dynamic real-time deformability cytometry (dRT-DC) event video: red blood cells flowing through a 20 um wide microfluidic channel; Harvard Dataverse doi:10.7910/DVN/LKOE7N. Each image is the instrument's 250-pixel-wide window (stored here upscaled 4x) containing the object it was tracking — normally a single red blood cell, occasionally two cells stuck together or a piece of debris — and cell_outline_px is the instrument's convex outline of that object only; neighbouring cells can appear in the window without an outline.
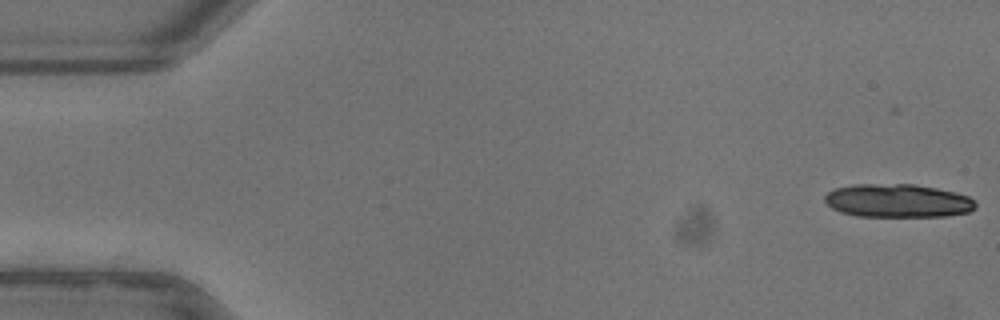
{"species": "common noctule bat (a hibernating species)", "species_latin": "Nyctalus noctula", "temperature_condition": "warm", "stored_images_in_passage": 43, "segment_of_instrument_passage": [1, 2], "camera_frame_rate_fps": 3000, "um_per_image_px": 0.085, "animal": {"sex": "female"}, "frame": {"image": 1, "passage_image": 2, "time_ms": 0.333, "image_size_px": [1000, 320], "cell_outline_px": [[976, 208], [968, 212], [948, 216], [856, 216], [840, 212], [832, 208], [824, 200], [824, 196], [832, 188], [852, 184], [912, 184], [936, 188], [956, 192], [968, 196], [976, 200]], "centroid_in_image_um": [76.3, 17.06], "position_along_channel_um": 8.7, "area_um2": 29.59}}
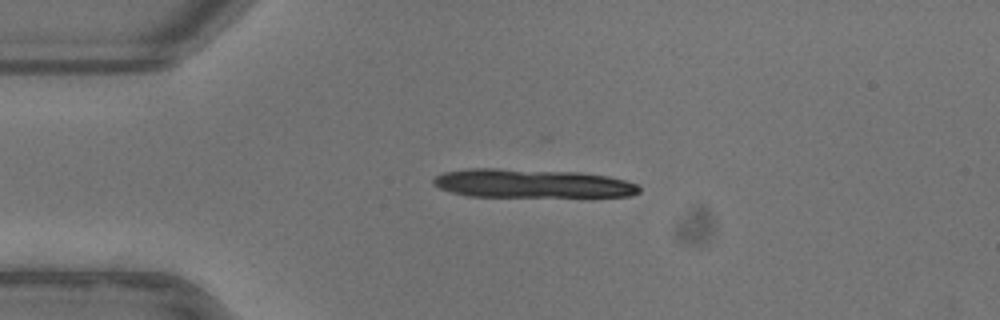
{"frame": {"image": 2, "passage_image": 13, "time_ms": 4.0, "image_size_px": [1000, 320], "cell_outline_px": [[640, 192], [628, 196], [468, 196], [452, 192], [440, 188], [432, 184], [432, 180], [436, 176], [444, 172], [468, 168], [496, 168], [580, 172], [608, 176], [624, 180], [636, 184], [640, 188]], "centroid_in_image_um": [45.18, 15.58], "position_along_channel_um": 39.8, "area_um2": 34.28}}